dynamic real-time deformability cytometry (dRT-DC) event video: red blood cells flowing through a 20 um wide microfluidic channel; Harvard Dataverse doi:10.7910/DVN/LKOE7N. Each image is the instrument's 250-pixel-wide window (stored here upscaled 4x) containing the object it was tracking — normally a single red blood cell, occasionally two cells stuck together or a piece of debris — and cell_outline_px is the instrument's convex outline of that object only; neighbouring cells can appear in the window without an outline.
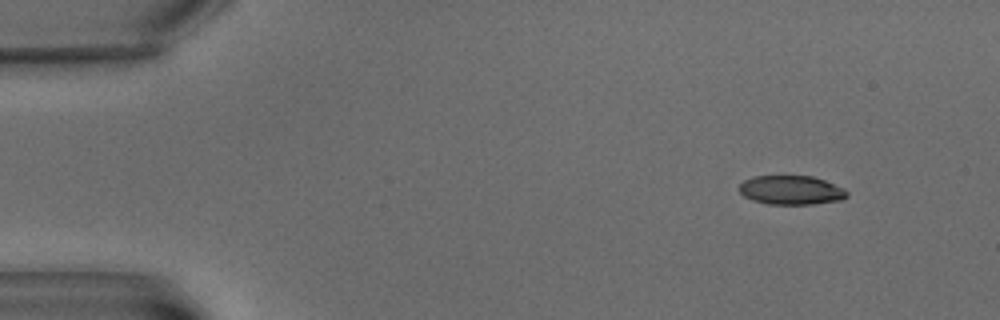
{"species": "common noctule bat (a hibernating species)", "species_latin": "Nyctalus noctula", "temperature_condition": "warm", "stored_images_in_passage": 5, "camera_frame_rate_fps": 3000, "um_per_image_px": 0.085, "animal": {"sex": "male", "body_mass_g": 15.6}, "frame": {"image": 1, "passage_image": 1, "time_ms": 0.0, "image_size_px": [1000, 320], "cell_outline_px": [[848, 196], [840, 200], [812, 204], [768, 204], [752, 200], [744, 196], [740, 192], [740, 184], [744, 180], [756, 176], [812, 176], [824, 180], [844, 188], [848, 192]], "centroid_in_image_um": [67.26, 16.16], "position_along_channel_um": 17.7, "area_um2": 18.15}}
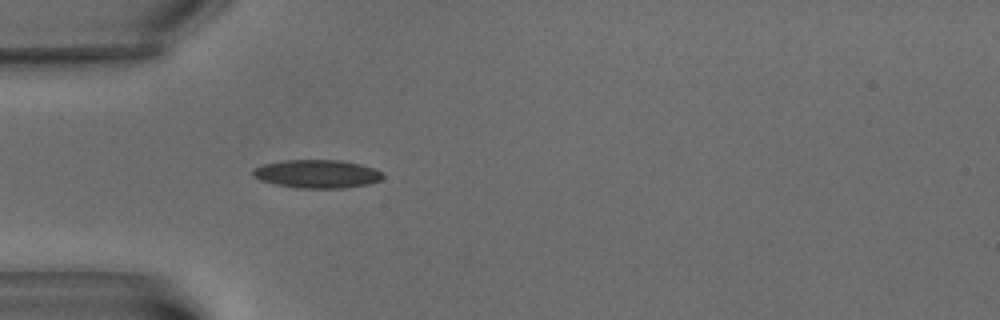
{"frame": {"image": 2, "passage_image": 5, "time_ms": 4.667, "image_size_px": [1000, 320], "cell_outline_px": [[384, 176], [380, 180], [368, 184], [348, 188], [296, 188], [276, 184], [260, 180], [252, 176], [252, 168], [264, 164], [284, 160], [340, 160], [360, 164], [372, 168], [380, 172]], "centroid_in_image_um": [26.92, 14.78], "position_along_channel_um": 58.1, "area_um2": 21.44}}